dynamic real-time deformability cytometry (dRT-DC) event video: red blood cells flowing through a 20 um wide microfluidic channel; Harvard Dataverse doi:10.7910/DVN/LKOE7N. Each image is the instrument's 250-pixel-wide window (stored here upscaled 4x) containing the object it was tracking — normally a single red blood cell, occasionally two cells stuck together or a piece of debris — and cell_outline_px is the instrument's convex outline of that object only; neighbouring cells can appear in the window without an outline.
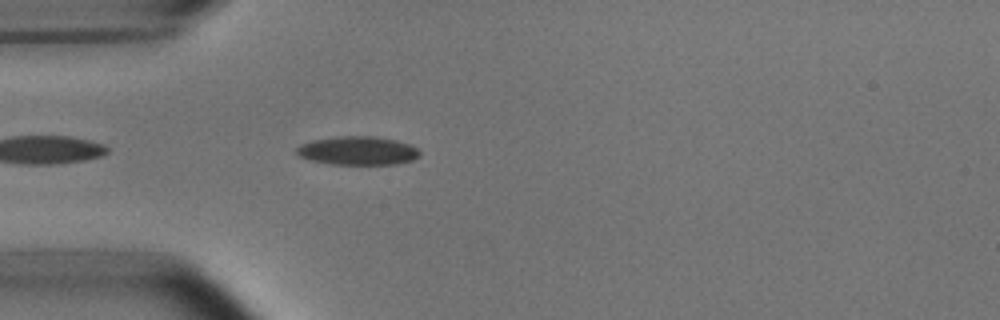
{"species": "common noctule bat (a hibernating species)", "species_latin": "Nyctalus noctula", "temperature_condition": "room temperature", "stored_images_in_passage": 17, "camera_frame_rate_fps": 3000, "um_per_image_px": 0.085, "animal": {"sex": "male", "body_mass_g": 15.6}, "frame": {"image": 1, "passage_image": 3, "time_ms": 0.667, "image_size_px": [1000, 320], "cell_outline_px": [[420, 156], [412, 160], [396, 164], [332, 164], [312, 160], [300, 156], [296, 152], [296, 148], [300, 144], [312, 140], [336, 136], [376, 136], [396, 140], [412, 144], [420, 152]], "centroid_in_image_um": [30.43, 12.79], "position_along_channel_um": 54.6, "area_um2": 20.58}}
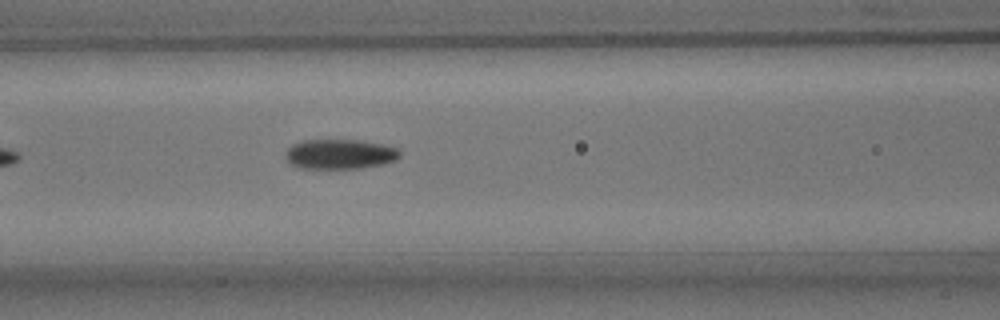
{"frame": {"image": 2, "passage_image": 10, "time_ms": 3.0, "image_size_px": [1000, 320], "cell_outline_px": [[400, 156], [396, 160], [384, 164], [360, 168], [300, 168], [292, 164], [284, 156], [288, 148], [292, 144], [304, 140], [356, 140], [384, 144], [396, 148], [400, 152]], "centroid_in_image_um": [28.9, 13.1], "position_along_channel_um": 137.7, "area_um2": 19.83}}